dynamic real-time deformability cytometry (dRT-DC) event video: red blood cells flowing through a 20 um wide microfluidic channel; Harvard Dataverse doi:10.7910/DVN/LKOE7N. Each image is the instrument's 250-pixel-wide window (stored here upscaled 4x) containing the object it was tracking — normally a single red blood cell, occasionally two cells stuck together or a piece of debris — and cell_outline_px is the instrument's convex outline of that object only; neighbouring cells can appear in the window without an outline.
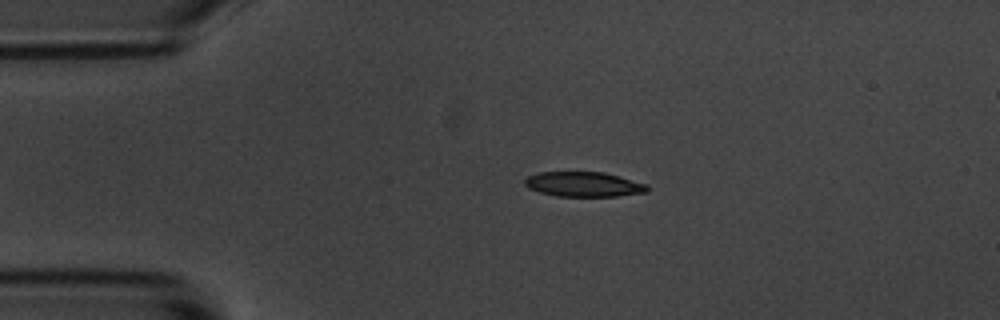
{"species": "common noctule bat (a hibernating species)", "species_latin": "Nyctalus noctula", "temperature_condition": "room temperature", "stored_images_in_passage": 5, "camera_frame_rate_fps": 3000, "um_per_image_px": 0.085, "animal": {"sex": "male", "body_mass_g": 20.1, "forearm_length_mm": 53.5}, "frame": {"image": 1, "passage_image": 3, "time_ms": 2.333, "image_size_px": [1000, 320], "cell_outline_px": [[648, 192], [616, 196], [556, 196], [540, 192], [528, 188], [524, 184], [524, 180], [528, 176], [540, 172], [604, 172], [620, 176], [648, 184]], "centroid_in_image_um": [49.63, 15.66], "position_along_channel_um": 35.4, "area_um2": 17.8}}